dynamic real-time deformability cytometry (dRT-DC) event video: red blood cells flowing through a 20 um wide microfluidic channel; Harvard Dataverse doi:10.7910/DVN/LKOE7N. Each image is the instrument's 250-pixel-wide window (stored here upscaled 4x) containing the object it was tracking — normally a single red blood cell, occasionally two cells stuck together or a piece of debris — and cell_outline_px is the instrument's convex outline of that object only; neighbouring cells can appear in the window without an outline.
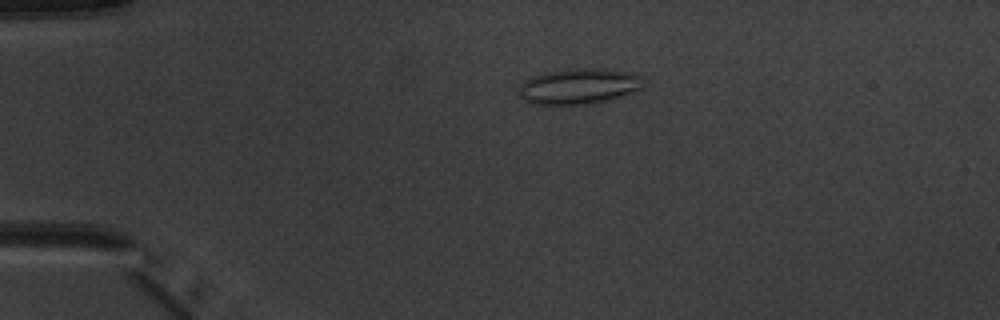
{"species": "common noctule bat (a hibernating species)", "species_latin": "Nyctalus noctula", "temperature_condition": "warm", "stored_images_in_passage": 5, "camera_frame_rate_fps": 3000, "um_per_image_px": 0.085, "animal": {"sex": "male", "body_mass_g": 20.1, "forearm_length_mm": 53.5}, "frame": {"image": 1, "passage_image": 4, "time_ms": 3.333, "image_size_px": [1000, 320], "cell_outline_px": [[640, 88], [608, 100], [588, 104], [532, 104], [524, 100], [520, 96], [520, 84], [524, 80], [532, 76], [548, 72], [580, 68], [588, 68], [624, 72], [640, 76]], "centroid_in_image_um": [49.09, 7.35], "position_along_channel_um": 35.9, "area_um2": 24.97}}